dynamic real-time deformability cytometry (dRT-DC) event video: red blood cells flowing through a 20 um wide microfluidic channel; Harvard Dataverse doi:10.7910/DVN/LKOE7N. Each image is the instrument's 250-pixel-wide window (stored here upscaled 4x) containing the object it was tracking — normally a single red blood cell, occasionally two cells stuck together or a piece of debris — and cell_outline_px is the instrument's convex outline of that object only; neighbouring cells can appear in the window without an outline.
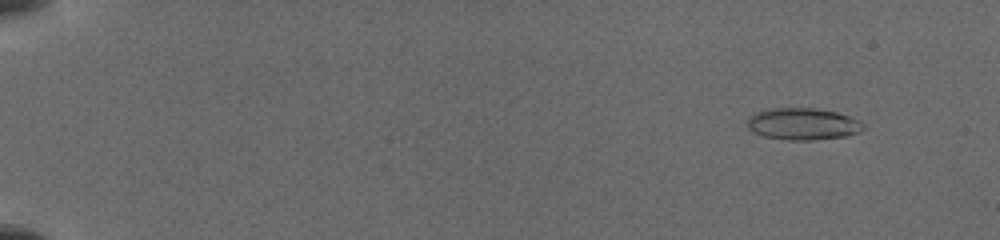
{"species": "common noctule bat (a hibernating species)", "species_latin": "Nyctalus noctula", "temperature_condition": "cold", "stored_images_in_passage": 9, "camera_frame_rate_fps": 3000, "um_per_image_px": 0.085, "animal": {"sex": "female", "body_mass_g": 19.5, "forearm_length_mm": 54.1}, "frame": {"image": 1, "passage_image": 3, "time_ms": 1.667, "image_size_px": [1000, 240], "cell_outline_px": [[864, 128], [860, 132], [848, 136], [812, 140], [788, 140], [764, 136], [752, 132], [748, 128], [748, 116], [756, 112], [772, 108], [816, 108], [836, 112], [848, 116], [864, 124]], "centroid_in_image_um": [68.23, 10.54], "position_along_channel_um": 16.8, "area_um2": 21.56}}